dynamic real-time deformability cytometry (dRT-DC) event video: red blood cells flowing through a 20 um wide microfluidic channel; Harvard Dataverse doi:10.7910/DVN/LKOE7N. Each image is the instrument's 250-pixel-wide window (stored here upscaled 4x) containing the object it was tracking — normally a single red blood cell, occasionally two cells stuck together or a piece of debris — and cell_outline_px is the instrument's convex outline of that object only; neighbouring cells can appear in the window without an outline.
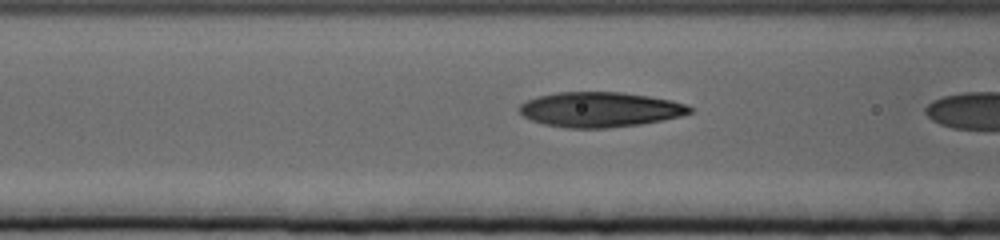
{"species": "human", "species_latin": "Homo sapiens", "temperature_condition": "cold", "stored_images_in_passage": 25, "camera_frame_rate_fps": 3000, "um_per_image_px": 0.085, "donor": {"sex": "female"}, "frame": {"image": 1, "passage_image": 19, "time_ms": 6.0, "image_size_px": [1000, 240], "cell_outline_px": [[692, 112], [680, 116], [640, 124], [608, 128], [568, 128], [544, 124], [532, 120], [524, 116], [520, 112], [520, 104], [528, 100], [540, 96], [560, 92], [620, 92], [648, 96], [672, 100], [688, 104], [692, 108]], "centroid_in_image_um": [51.03, 9.31], "position_along_channel_um": 115.6, "area_um2": 34.51}}
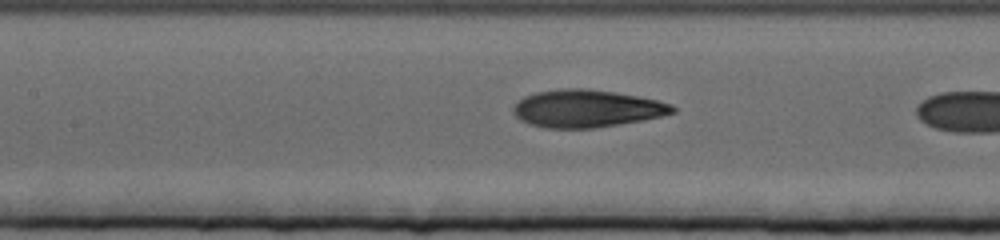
{"frame": {"image": 2, "passage_image": 23, "time_ms": 7.333, "image_size_px": [1000, 240], "cell_outline_px": [[676, 112], [660, 116], [640, 120], [592, 128], [548, 128], [532, 124], [520, 120], [512, 112], [512, 108], [524, 96], [536, 92], [560, 88], [588, 88], [616, 92], [656, 100], [672, 104], [676, 108]], "centroid_in_image_um": [49.85, 9.21], "position_along_channel_um": 157.6, "area_um2": 34.56}}